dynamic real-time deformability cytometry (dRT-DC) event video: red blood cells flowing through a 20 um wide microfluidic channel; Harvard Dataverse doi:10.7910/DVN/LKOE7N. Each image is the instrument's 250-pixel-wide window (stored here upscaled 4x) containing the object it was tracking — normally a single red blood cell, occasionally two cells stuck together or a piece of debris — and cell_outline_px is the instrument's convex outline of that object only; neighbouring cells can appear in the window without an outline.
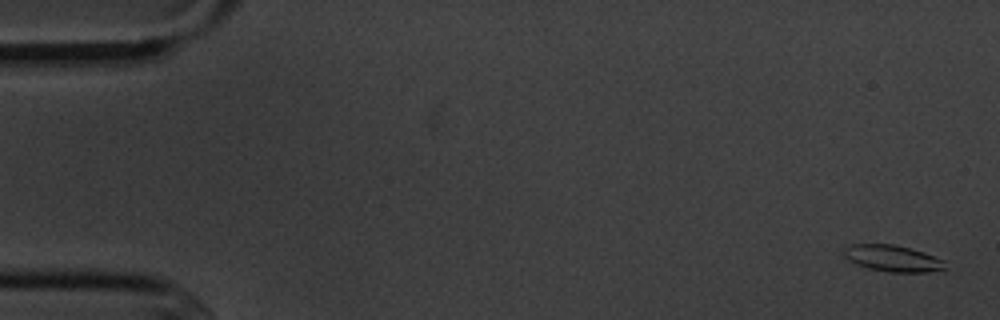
{"species": "common noctule bat (a hibernating species)", "species_latin": "Nyctalus noctula", "temperature_condition": "cold", "stored_images_in_passage": 6, "camera_frame_rate_fps": 3000, "um_per_image_px": 0.085, "animal": {"sex": "male", "body_mass_g": 20.1, "forearm_length_mm": 53.5}, "frame": {"image": 1, "passage_image": 1, "time_ms": 0.0, "image_size_px": [1000, 320], "cell_outline_px": [[948, 268], [924, 272], [888, 272], [868, 268], [856, 264], [848, 260], [844, 256], [844, 248], [852, 244], [896, 244], [912, 248], [924, 252], [944, 260]], "centroid_in_image_um": [75.89, 21.95], "position_along_channel_um": 9.1, "area_um2": 15.72}}
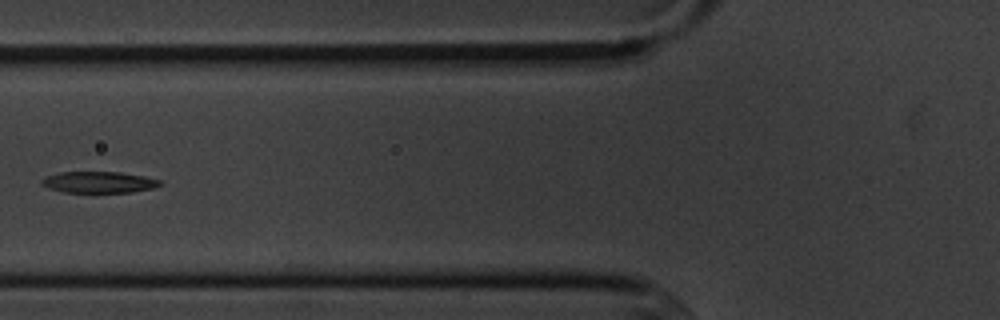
{"frame": {"image": 2, "passage_image": 6, "time_ms": 6.667, "image_size_px": [1000, 320], "cell_outline_px": [[164, 184], [156, 188], [132, 192], [64, 192], [48, 188], [40, 184], [40, 180], [48, 176], [60, 172], [120, 172], [144, 176], [160, 180]], "centroid_in_image_um": [8.44, 15.49], "position_along_channel_um": 117.4, "area_um2": 14.8}}